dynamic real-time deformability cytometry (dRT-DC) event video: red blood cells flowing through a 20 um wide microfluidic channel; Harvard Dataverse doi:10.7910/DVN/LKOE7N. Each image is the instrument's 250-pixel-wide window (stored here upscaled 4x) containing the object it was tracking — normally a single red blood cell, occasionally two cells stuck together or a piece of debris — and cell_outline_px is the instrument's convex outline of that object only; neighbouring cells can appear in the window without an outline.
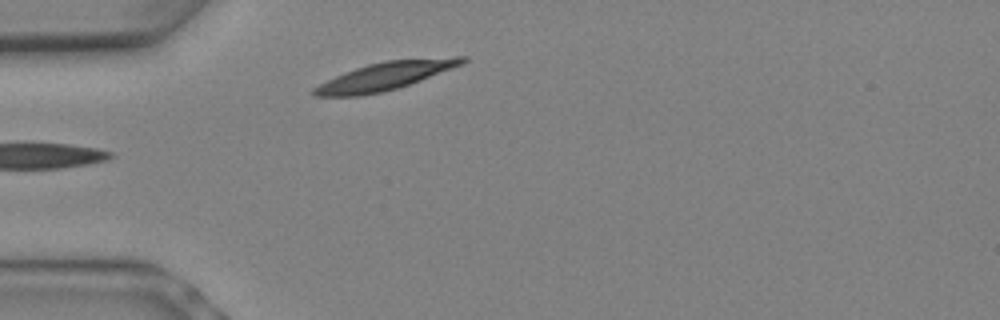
{"species": "Egyptian fruit bat (a non-hibernating species)", "species_latin": "Rousettus aegyptiacus", "temperature_condition": "warm", "stored_images_in_passage": 4, "camera_frame_rate_fps": 3000, "um_per_image_px": 0.085, "animal": {"sex": "female"}, "frame": {"image": 1, "passage_image": 1, "time_ms": 0.0, "image_size_px": [1000, 320], "cell_outline_px": [[468, 60], [464, 64], [420, 80], [396, 88], [380, 92], [360, 96], [316, 96], [312, 92], [312, 88], [344, 72], [368, 64], [388, 60], [456, 56], [468, 56]], "centroid_in_image_um": [32.79, 6.45], "position_along_channel_um": 52.2, "area_um2": 23.87}}
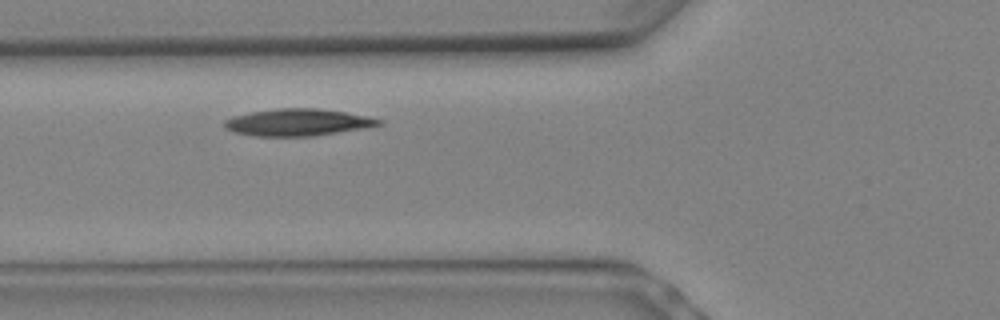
{"frame": {"image": 2, "passage_image": 3, "time_ms": 0.667, "image_size_px": [1000, 320], "cell_outline_px": [[384, 124], [364, 128], [312, 136], [256, 136], [236, 132], [224, 128], [224, 120], [236, 116], [252, 112], [276, 108], [320, 108], [368, 116], [384, 120]], "centroid_in_image_um": [25.35, 10.39], "position_along_channel_um": 100.4, "area_um2": 24.16}}